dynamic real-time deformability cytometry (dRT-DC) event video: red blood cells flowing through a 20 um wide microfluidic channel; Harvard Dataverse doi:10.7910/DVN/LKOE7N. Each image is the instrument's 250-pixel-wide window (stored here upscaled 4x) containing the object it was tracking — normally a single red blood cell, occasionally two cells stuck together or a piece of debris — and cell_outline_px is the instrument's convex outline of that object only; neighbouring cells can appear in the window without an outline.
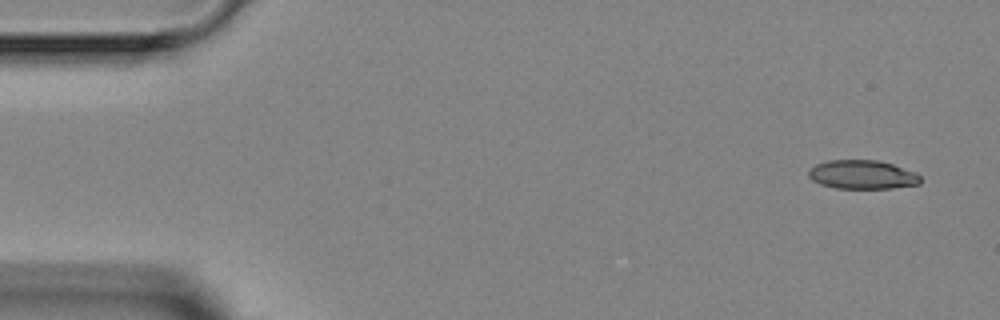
{"species": "Egyptian fruit bat (a non-hibernating species)", "species_latin": "Rousettus aegyptiacus", "temperature_condition": "room temperature", "stored_images_in_passage": 5, "segment_of_instrument_passage": [1, 2], "camera_frame_rate_fps": 3000, "um_per_image_px": 0.085, "animal": {"sex": "female"}, "frame": {"image": 1, "passage_image": 1, "time_ms": 0.0, "image_size_px": [1000, 320], "cell_outline_px": [[920, 184], [892, 188], [836, 188], [820, 184], [812, 180], [808, 176], [808, 172], [816, 164], [828, 160], [880, 160], [916, 172], [920, 176]], "centroid_in_image_um": [73.31, 14.84], "position_along_channel_um": 11.7, "area_um2": 18.79}}
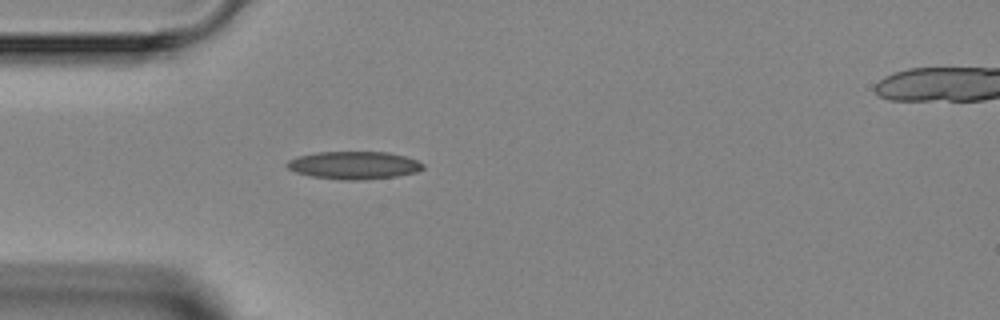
{"frame": {"image": 2, "passage_image": 4, "time_ms": 3.667, "image_size_px": [1000, 320], "cell_outline_px": [[424, 168], [416, 172], [396, 176], [368, 180], [340, 180], [312, 176], [296, 172], [288, 168], [284, 164], [288, 160], [300, 156], [316, 152], [388, 152], [404, 156], [416, 160], [424, 164]], "centroid_in_image_um": [30.09, 14.05], "position_along_channel_um": 54.9, "area_um2": 22.02}}